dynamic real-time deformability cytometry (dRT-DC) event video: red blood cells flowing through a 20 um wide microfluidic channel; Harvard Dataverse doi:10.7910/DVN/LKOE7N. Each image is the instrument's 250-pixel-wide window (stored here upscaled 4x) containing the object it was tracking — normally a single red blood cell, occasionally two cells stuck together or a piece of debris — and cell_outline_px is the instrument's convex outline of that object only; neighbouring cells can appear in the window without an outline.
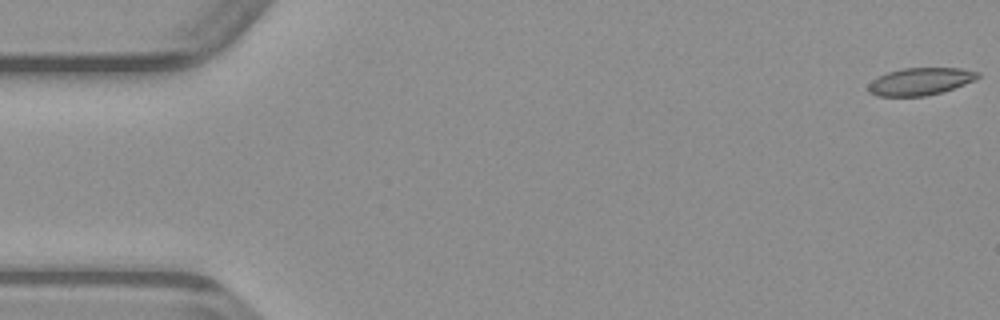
{"species": "common noctule bat (a hibernating species)", "species_latin": "Nyctalus noctula", "temperature_condition": "warm", "stored_images_in_passage": 9, "camera_frame_rate_fps": 3000, "um_per_image_px": 0.085, "animal": {"sex": "male", "body_mass_g": 23.1, "forearm_length_mm": 52.7}, "frame": {"image": 1, "passage_image": 1, "time_ms": 0.0, "image_size_px": [1000, 320], "cell_outline_px": [[980, 76], [976, 80], [944, 92], [924, 96], [876, 96], [868, 92], [868, 84], [872, 80], [888, 72], [904, 68], [960, 68], [980, 72]], "centroid_in_image_um": [78.25, 6.93], "position_along_channel_um": 6.7, "area_um2": 17.57}}